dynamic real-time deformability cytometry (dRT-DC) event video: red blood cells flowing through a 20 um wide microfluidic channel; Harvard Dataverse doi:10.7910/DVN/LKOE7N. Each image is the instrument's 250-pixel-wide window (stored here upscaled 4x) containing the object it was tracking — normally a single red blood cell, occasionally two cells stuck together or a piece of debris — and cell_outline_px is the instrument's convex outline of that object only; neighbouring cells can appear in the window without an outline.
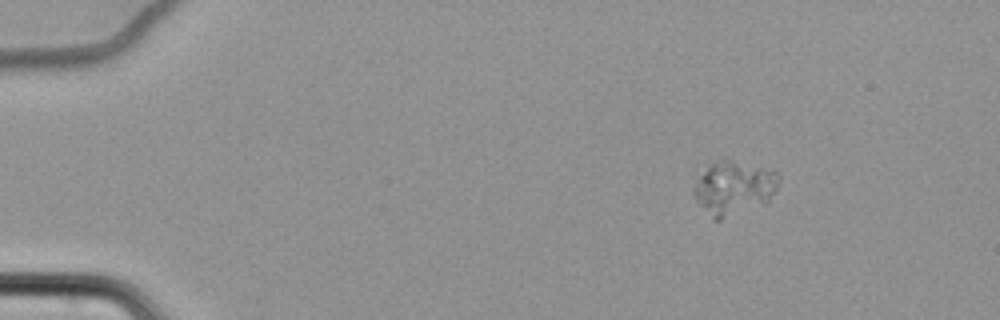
{"species": "common noctule bat (a hibernating species)", "species_latin": "Nyctalus noctula", "temperature_condition": "cold", "stored_images_in_passage": 54, "camera_frame_rate_fps": 3000, "um_per_image_px": 0.085, "animal": {"sex": "female", "body_mass_g": 22.7, "forearm_length_mm": 54.2}, "frame": {"image": 1, "passage_image": 1, "time_ms": 0.0, "image_size_px": [1000, 320], "cell_outline_px": [[780, 180], [776, 192], [764, 204], [720, 220], [712, 220], [696, 200], [692, 192], [696, 176], [712, 164], [724, 156], [772, 168], [780, 176]], "centroid_in_image_um": [62.39, 15.92], "position_along_channel_um": 22.6, "area_um2": 27.63}}
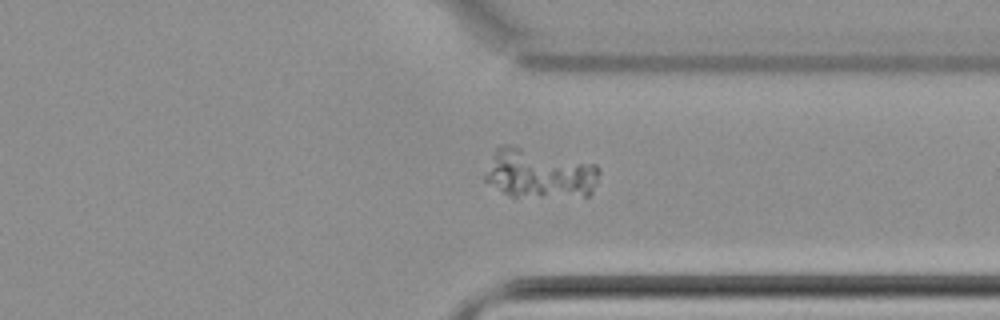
{"frame": {"image": 2, "passage_image": 41, "time_ms": 13.333, "image_size_px": [1000, 320], "cell_outline_px": [[600, 172], [596, 184], [592, 192], [588, 196], [512, 196], [504, 192], [484, 180], [484, 176], [496, 148], [500, 144], [512, 144], [596, 164], [600, 168]], "centroid_in_image_um": [45.88, 14.72], "position_along_channel_um": 365.5, "area_um2": 32.89}}
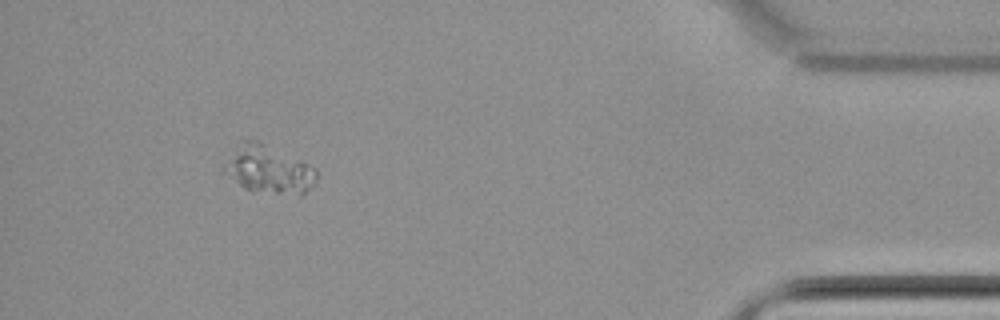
{"frame": {"image": 3, "passage_image": 50, "time_ms": 16.333, "image_size_px": [1000, 320], "cell_outline_px": [[316, 180], [300, 196], [252, 192], [244, 188], [236, 180], [236, 156], [244, 140], [260, 140], [316, 168]], "centroid_in_image_um": [23.12, 14.47], "position_along_channel_um": 412.1, "area_um2": 23.58}}